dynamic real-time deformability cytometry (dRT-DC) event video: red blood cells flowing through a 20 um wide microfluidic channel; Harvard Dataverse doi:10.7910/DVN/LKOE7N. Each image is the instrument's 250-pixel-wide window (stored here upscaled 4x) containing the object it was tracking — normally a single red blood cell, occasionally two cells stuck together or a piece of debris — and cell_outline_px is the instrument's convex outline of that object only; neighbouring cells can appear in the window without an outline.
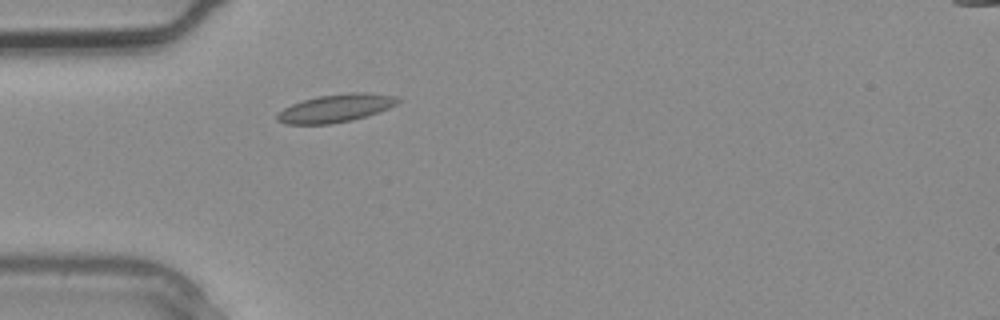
{"species": "common noctule bat (a hibernating species)", "species_latin": "Nyctalus noctula", "temperature_condition": "warm", "stored_images_in_passage": 2, "camera_frame_rate_fps": 3000, "um_per_image_px": 0.085, "animal": {"sex": "male", "body_mass_g": 20.4}, "frame": {"image": 1, "passage_image": 2, "time_ms": 0.333, "image_size_px": [1000, 320], "cell_outline_px": [[400, 100], [396, 104], [388, 108], [352, 120], [332, 124], [284, 124], [276, 120], [276, 116], [284, 108], [292, 104], [316, 96], [352, 92], [364, 92], [396, 96]], "centroid_in_image_um": [28.5, 9.2], "position_along_channel_um": 56.5, "area_um2": 19.48}}